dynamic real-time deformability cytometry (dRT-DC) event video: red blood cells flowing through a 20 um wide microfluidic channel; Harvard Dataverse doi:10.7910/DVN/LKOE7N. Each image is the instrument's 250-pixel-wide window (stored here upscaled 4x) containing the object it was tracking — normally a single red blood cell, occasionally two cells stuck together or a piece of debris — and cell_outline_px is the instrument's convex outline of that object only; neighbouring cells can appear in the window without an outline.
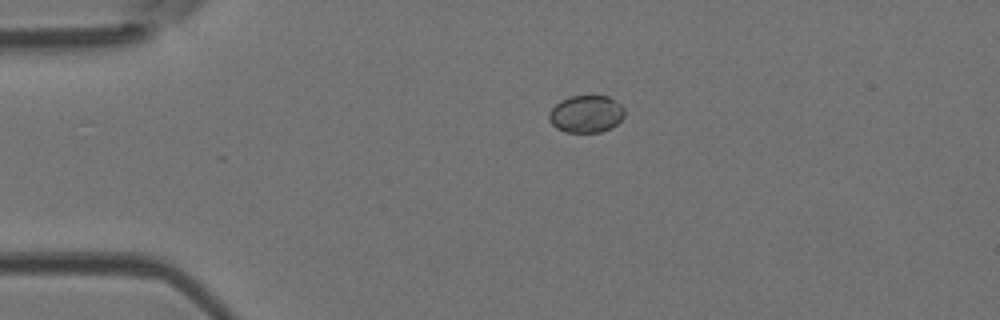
{"species": "Egyptian fruit bat (a non-hibernating species)", "species_latin": "Rousettus aegyptiacus", "temperature_condition": "room temperature", "stored_images_in_passage": 2, "camera_frame_rate_fps": 3000, "um_per_image_px": 0.085, "animal": {"sex": "female"}, "frame": {"image": 1, "passage_image": 1, "time_ms": 0.0, "image_size_px": [1000, 320], "cell_outline_px": [[624, 116], [612, 128], [600, 132], [564, 132], [556, 128], [548, 120], [548, 116], [552, 108], [560, 100], [572, 96], [608, 96], [620, 104], [624, 108]], "centroid_in_image_um": [49.81, 9.69], "position_along_channel_um": 35.2, "area_um2": 16.42}}